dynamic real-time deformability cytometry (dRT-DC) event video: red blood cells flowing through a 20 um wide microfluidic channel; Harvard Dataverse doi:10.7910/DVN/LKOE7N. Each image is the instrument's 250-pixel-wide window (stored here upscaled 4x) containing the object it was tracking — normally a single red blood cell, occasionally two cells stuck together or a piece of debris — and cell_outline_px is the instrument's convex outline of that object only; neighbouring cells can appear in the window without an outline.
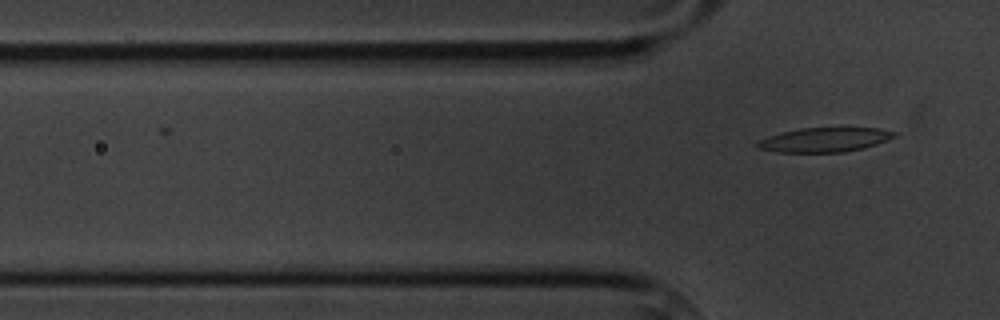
{"species": "common noctule bat (a hibernating species)", "species_latin": "Nyctalus noctula", "temperature_condition": "cold", "stored_images_in_passage": 3, "camera_frame_rate_fps": 3000, "um_per_image_px": 0.085, "animal": {"sex": "male", "body_mass_g": 20.1, "forearm_length_mm": 53.5}, "frame": {"image": 1, "passage_image": 3, "time_ms": 2.0, "image_size_px": [1000, 320], "cell_outline_px": [[900, 132], [896, 136], [888, 140], [876, 144], [844, 152], [776, 152], [756, 148], [756, 144], [760, 140], [768, 136], [780, 132], [800, 128], [880, 128]], "centroid_in_image_um": [70.1, 11.87], "position_along_channel_um": 55.7, "area_um2": 19.48}}